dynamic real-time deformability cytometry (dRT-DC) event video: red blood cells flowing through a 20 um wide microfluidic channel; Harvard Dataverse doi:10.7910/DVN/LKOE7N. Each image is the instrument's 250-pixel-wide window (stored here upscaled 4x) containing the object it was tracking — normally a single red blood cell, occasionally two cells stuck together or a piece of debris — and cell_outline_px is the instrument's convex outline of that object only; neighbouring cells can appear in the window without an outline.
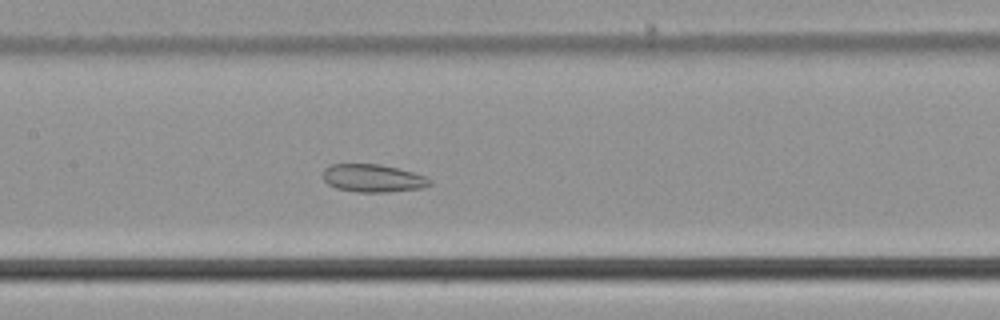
{"species": "common noctule bat (a hibernating species)", "species_latin": "Nyctalus noctula", "temperature_condition": "cold", "stored_images_in_passage": 56, "camera_frame_rate_fps": 3000, "um_per_image_px": 0.085, "animal": {"sex": "male", "body_mass_g": 21.5, "forearm_length_mm": 52.0}, "frame": {"image": 1, "passage_image": 28, "time_ms": 9.0, "image_size_px": [1000, 320], "cell_outline_px": [[432, 184], [420, 188], [388, 192], [356, 192], [336, 188], [328, 184], [324, 180], [324, 168], [332, 164], [380, 164], [400, 168], [424, 176], [432, 180]], "centroid_in_image_um": [31.7, 15.14], "position_along_channel_um": 175.7, "area_um2": 17.34}}
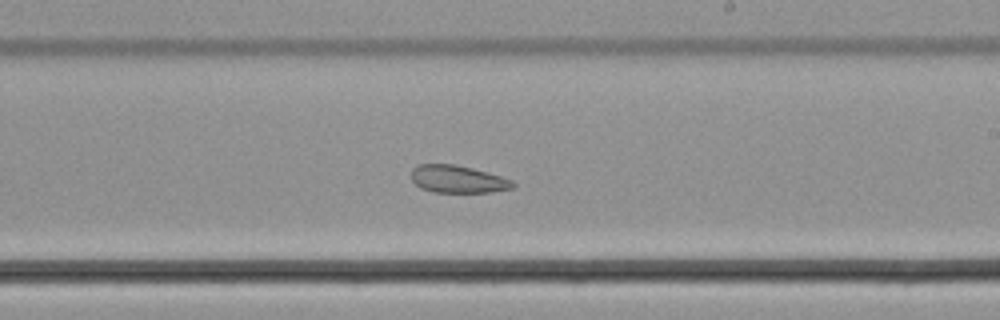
{"frame": {"image": 2, "passage_image": 34, "time_ms": 11.0, "image_size_px": [1000, 320], "cell_outline_px": [[516, 188], [492, 192], [432, 192], [420, 188], [412, 180], [412, 168], [416, 164], [456, 164], [472, 168], [500, 176], [512, 180], [516, 184]], "centroid_in_image_um": [38.92, 15.23], "position_along_channel_um": 250.1, "area_um2": 16.42}}
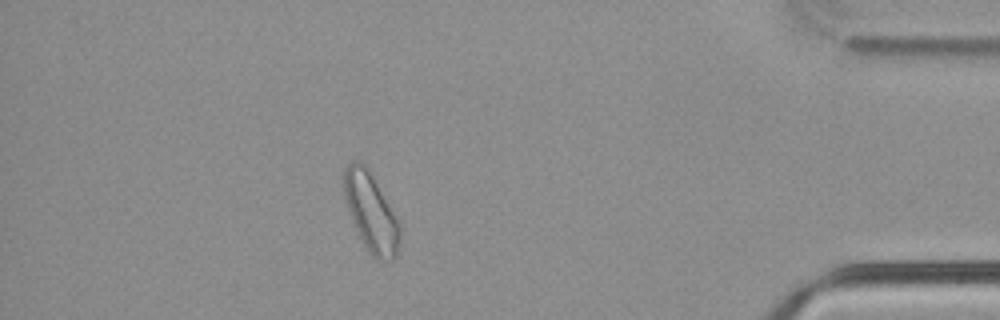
{"frame": {"image": 3, "passage_image": 50, "time_ms": 16.333, "image_size_px": [1000, 320], "cell_outline_px": [[400, 244], [396, 256], [392, 260], [376, 260], [372, 256], [356, 232], [344, 196], [344, 168], [352, 160], [356, 160], [364, 164], [368, 168], [396, 216], [400, 224]], "centroid_in_image_um": [31.54, 18.06], "position_along_channel_um": 403.7, "area_um2": 25.49}, "authors_computed_cell_mechanics": {"area_um2": 24.4783, "velocity_mm_per_s": 3.7288, "shape_relaxation_time_tau1_ms": null, "shape_relaxation_time_tau2_ms": 4.1656, "deformation_change_tau1": null, "deformation_change_tau2": 0.1006}}